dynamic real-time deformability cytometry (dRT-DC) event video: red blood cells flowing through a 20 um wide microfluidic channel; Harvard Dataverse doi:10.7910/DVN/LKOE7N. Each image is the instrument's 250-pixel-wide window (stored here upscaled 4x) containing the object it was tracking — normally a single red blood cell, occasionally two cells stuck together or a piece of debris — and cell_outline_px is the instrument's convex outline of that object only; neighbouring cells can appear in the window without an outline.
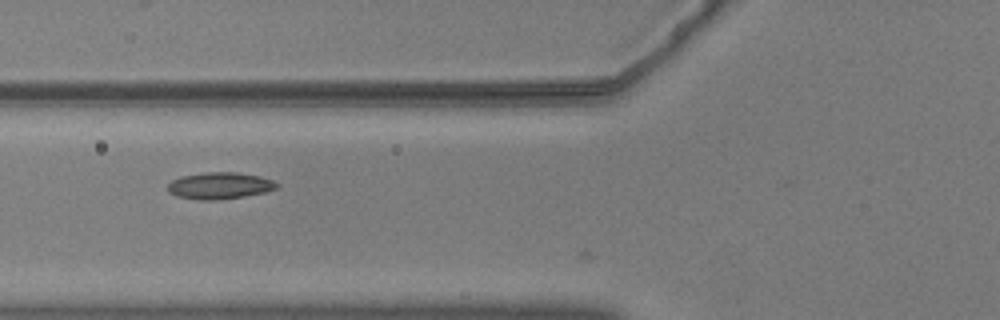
{"species": "common noctule bat (a hibernating species)", "species_latin": "Nyctalus noctula", "temperature_condition": "warm", "stored_images_in_passage": 3, "camera_frame_rate_fps": 3000, "um_per_image_px": 0.085, "animal": {"sex": "male", "body_mass_g": 20.5, "forearm_length_mm": 52.5}, "frame": {"image": 1, "passage_image": 2, "time_ms": 0.333, "image_size_px": [1000, 320], "cell_outline_px": [[280, 184], [276, 188], [264, 192], [244, 196], [212, 200], [200, 200], [176, 196], [168, 192], [168, 184], [172, 180], [180, 176], [208, 172], [236, 172], [260, 176], [272, 180]], "centroid_in_image_um": [18.65, 15.77], "position_along_channel_um": 107.1, "area_um2": 16.88}}